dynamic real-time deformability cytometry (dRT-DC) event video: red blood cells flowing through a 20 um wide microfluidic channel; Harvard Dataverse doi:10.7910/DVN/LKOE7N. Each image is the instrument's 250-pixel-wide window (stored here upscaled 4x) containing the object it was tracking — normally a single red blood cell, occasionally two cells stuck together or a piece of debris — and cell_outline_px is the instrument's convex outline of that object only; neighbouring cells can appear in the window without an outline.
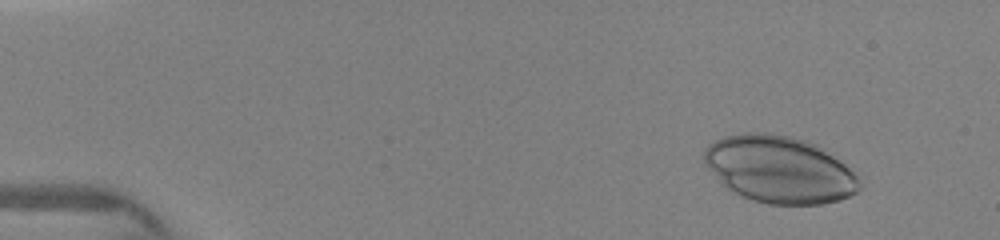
{"species": "human", "species_latin": "Homo sapiens", "temperature_condition": "warm", "stored_images_in_passage": 26, "camera_frame_rate_fps": 3000, "um_per_image_px": 0.085, "donor": {"sex": "female"}, "frame": {"image": 1, "passage_image": 5, "time_ms": 1.333, "image_size_px": [1000, 240], "cell_outline_px": [[864, 188], [840, 200], [824, 204], [768, 204], [752, 200], [728, 188], [704, 164], [704, 148], [708, 144], [724, 136], [744, 132], [768, 132], [792, 136], [816, 144], [860, 172]], "centroid_in_image_um": [66.34, 14.39], "position_along_channel_um": 18.7, "area_um2": 61.44}}